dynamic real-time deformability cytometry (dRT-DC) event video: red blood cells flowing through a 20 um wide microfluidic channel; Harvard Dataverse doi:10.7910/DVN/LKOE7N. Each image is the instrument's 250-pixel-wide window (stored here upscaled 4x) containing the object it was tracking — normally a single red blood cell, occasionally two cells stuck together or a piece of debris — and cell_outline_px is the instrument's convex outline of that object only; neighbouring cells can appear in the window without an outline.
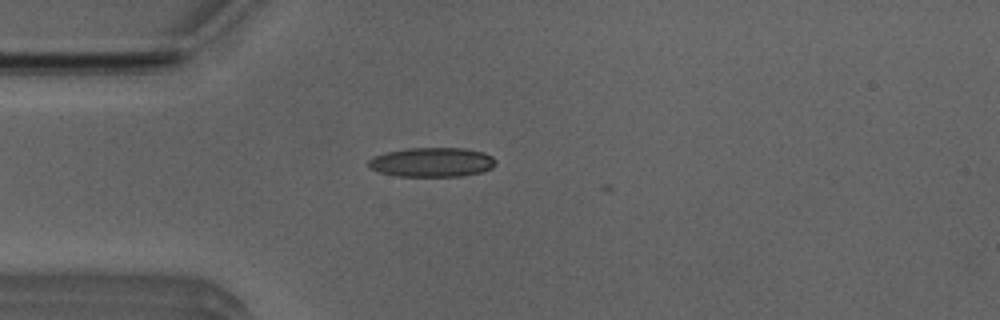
{"species": "Egyptian fruit bat (a non-hibernating species)", "species_latin": "Rousettus aegyptiacus", "temperature_condition": "room temperature", "stored_images_in_passage": 5, "camera_frame_rate_fps": 3000, "um_per_image_px": 0.085, "animal": {"sex": "male"}, "frame": {"image": 1, "passage_image": 2, "time_ms": 0.333, "image_size_px": [1000, 320], "cell_outline_px": [[496, 164], [492, 168], [480, 172], [460, 176], [400, 176], [380, 172], [372, 168], [368, 164], [368, 160], [376, 156], [388, 152], [408, 148], [464, 148], [484, 152], [492, 156], [496, 160]], "centroid_in_image_um": [36.77, 13.78], "position_along_channel_um": 48.2, "area_um2": 21.56}}